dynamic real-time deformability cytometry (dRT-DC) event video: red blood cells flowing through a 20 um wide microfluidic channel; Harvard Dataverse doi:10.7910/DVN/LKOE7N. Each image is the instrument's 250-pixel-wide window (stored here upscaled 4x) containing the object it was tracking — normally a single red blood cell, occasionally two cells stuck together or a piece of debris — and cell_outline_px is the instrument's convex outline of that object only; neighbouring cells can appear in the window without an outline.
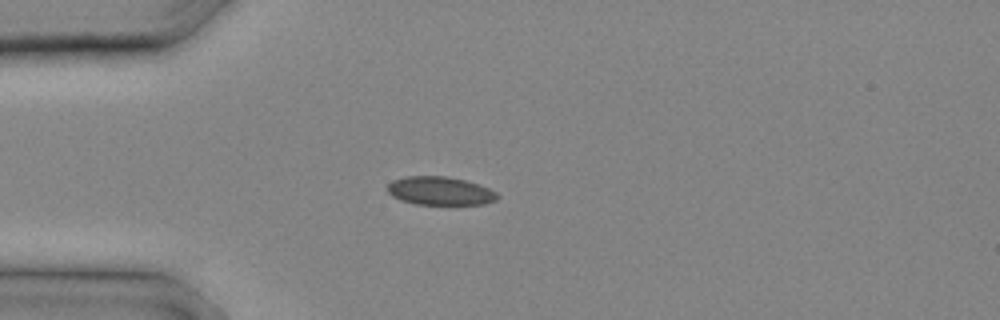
{"species": "common noctule bat (a hibernating species)", "species_latin": "Nyctalus noctula", "temperature_condition": "cold", "stored_images_in_passage": 11, "camera_frame_rate_fps": 3000, "um_per_image_px": 0.085, "animal": {"sex": "male", "body_mass_g": 20.4}, "frame": {"image": 1, "passage_image": 7, "time_ms": 2.0, "image_size_px": [1000, 320], "cell_outline_px": [[500, 196], [496, 200], [484, 204], [416, 204], [400, 200], [392, 196], [388, 192], [388, 184], [392, 180], [404, 176], [444, 176], [464, 180], [480, 184], [496, 192]], "centroid_in_image_um": [37.4, 16.22], "position_along_channel_um": 47.6, "area_um2": 18.21}}